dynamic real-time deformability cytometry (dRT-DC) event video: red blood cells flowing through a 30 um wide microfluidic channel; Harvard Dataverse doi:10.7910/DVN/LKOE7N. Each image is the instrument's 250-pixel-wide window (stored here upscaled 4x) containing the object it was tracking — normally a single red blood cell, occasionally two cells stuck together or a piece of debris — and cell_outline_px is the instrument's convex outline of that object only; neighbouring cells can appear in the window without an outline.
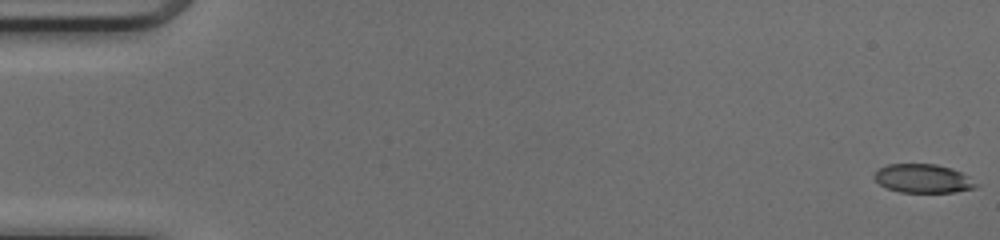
{"species": "common noctule bat (a hibernating species)", "species_latin": "Nyctalus noctula", "temperature_condition": "cold", "stored_images_in_passage": 50, "camera_frame_rate_fps": 3000, "um_per_image_px": 0.085, "animal": {"sex": "female", "body_mass_g": 17.0, "forearm_length_mm": 48.0}, "frame": {"image": 1, "passage_image": 1, "time_ms": 0.0, "image_size_px": [1000, 240], "cell_outline_px": [[980, 184], [976, 188], [956, 192], [900, 192], [888, 188], [880, 184], [872, 176], [880, 168], [888, 164], [936, 164], [952, 168], [968, 176]], "centroid_in_image_um": [78.5, 15.17], "position_along_channel_um": 6.5, "area_um2": 17.05}}
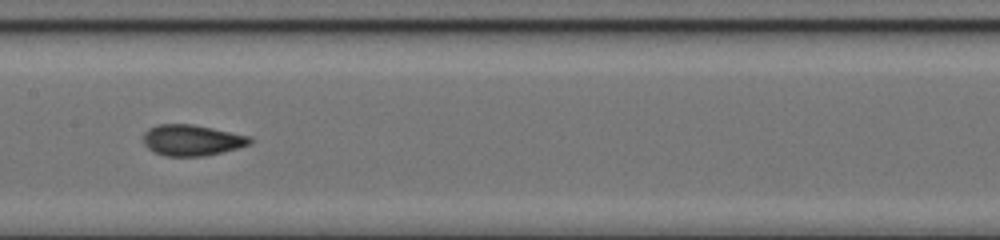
{"frame": {"image": 2, "passage_image": 26, "time_ms": 8.333, "image_size_px": [1000, 240], "cell_outline_px": [[252, 144], [204, 156], [164, 156], [148, 148], [144, 144], [144, 132], [148, 128], [156, 124], [192, 124], [252, 136]], "centroid_in_image_um": [16.31, 11.9], "position_along_channel_um": 191.1, "area_um2": 19.25}}
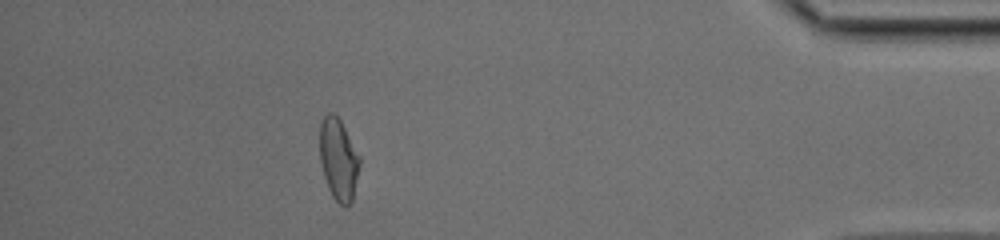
{"frame": {"image": 3, "passage_image": 45, "time_ms": 14.667, "image_size_px": [1000, 240], "cell_outline_px": [[360, 168], [352, 200], [348, 204], [340, 204], [332, 196], [328, 188], [320, 164], [320, 124], [324, 116], [328, 112], [332, 112], [340, 120], [360, 156]], "centroid_in_image_um": [28.77, 13.53], "position_along_channel_um": 406.4, "area_um2": 18.9}, "authors_computed_cell_mechanics": {"area_um2": 18.7561, "velocity_mm_per_s": 4.2011, "shape_relaxation_time_tau1_ms": 6.4298, "shape_relaxation_time_tau2_ms": 1.5759, "deformation_change_tau1": 0.2091, "deformation_change_tau2": 0.0729}}